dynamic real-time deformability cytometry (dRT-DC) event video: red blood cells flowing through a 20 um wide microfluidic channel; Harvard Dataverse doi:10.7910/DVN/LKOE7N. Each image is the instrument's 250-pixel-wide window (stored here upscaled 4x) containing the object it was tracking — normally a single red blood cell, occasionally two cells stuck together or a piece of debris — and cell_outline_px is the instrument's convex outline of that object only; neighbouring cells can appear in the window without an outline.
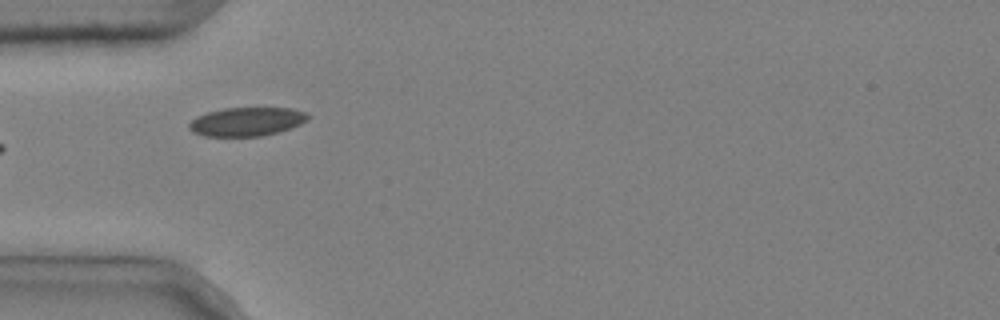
{"species": "common noctule bat (a hibernating species)", "species_latin": "Nyctalus noctula", "temperature_condition": "cold", "stored_images_in_passage": 3, "camera_frame_rate_fps": 3000, "um_per_image_px": 0.085, "animal": {"sex": "male", "body_mass_g": 20.4}, "frame": {"image": 1, "passage_image": 2, "time_ms": 0.333, "image_size_px": [1000, 320], "cell_outline_px": [[308, 120], [300, 124], [276, 132], [260, 136], [204, 136], [192, 132], [188, 128], [188, 124], [196, 116], [208, 112], [224, 108], [292, 108], [308, 112]], "centroid_in_image_um": [20.95, 10.33], "position_along_channel_um": 64.1, "area_um2": 19.83}}